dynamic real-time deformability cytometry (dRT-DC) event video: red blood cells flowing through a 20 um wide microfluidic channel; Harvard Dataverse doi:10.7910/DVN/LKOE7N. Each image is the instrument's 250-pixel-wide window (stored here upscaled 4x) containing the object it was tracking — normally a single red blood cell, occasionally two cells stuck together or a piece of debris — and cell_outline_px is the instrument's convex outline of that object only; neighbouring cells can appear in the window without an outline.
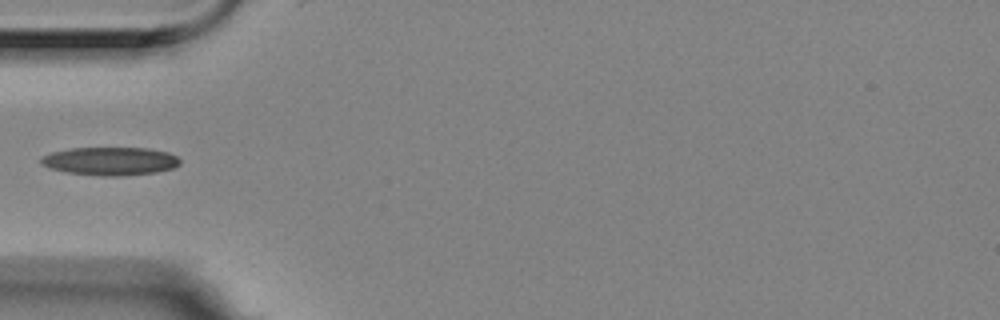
{"species": "Egyptian fruit bat (a non-hibernating species)", "species_latin": "Rousettus aegyptiacus", "temperature_condition": "room temperature", "stored_images_in_passage": 6, "camera_frame_rate_fps": 3000, "um_per_image_px": 0.085, "animal": {"sex": "female"}, "frame": {"image": 1, "passage_image": 6, "time_ms": 1.667, "image_size_px": [1000, 320], "cell_outline_px": [[180, 164], [172, 168], [156, 172], [116, 176], [104, 176], [68, 172], [48, 168], [40, 164], [40, 156], [52, 152], [72, 148], [148, 148], [168, 152], [176, 156], [180, 160]], "centroid_in_image_um": [9.34, 13.69], "position_along_channel_um": 75.7, "area_um2": 22.77}}